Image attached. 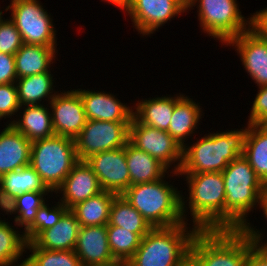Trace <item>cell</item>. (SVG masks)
Returning a JSON list of instances; mask_svg holds the SVG:
<instances>
[{
	"instance_id": "obj_1",
	"label": "cell",
	"mask_w": 267,
	"mask_h": 266,
	"mask_svg": "<svg viewBox=\"0 0 267 266\" xmlns=\"http://www.w3.org/2000/svg\"><path fill=\"white\" fill-rule=\"evenodd\" d=\"M180 176H185L189 191L186 201L181 193V212L184 221H188L186 210L189 208L192 227L198 230H225L226 193L222 172L179 173Z\"/></svg>"
},
{
	"instance_id": "obj_2",
	"label": "cell",
	"mask_w": 267,
	"mask_h": 266,
	"mask_svg": "<svg viewBox=\"0 0 267 266\" xmlns=\"http://www.w3.org/2000/svg\"><path fill=\"white\" fill-rule=\"evenodd\" d=\"M222 175L226 193L225 230H241L267 186L243 155L228 163Z\"/></svg>"
},
{
	"instance_id": "obj_3",
	"label": "cell",
	"mask_w": 267,
	"mask_h": 266,
	"mask_svg": "<svg viewBox=\"0 0 267 266\" xmlns=\"http://www.w3.org/2000/svg\"><path fill=\"white\" fill-rule=\"evenodd\" d=\"M187 225L186 222L152 228L124 266H185L189 261L192 239L199 231Z\"/></svg>"
},
{
	"instance_id": "obj_4",
	"label": "cell",
	"mask_w": 267,
	"mask_h": 266,
	"mask_svg": "<svg viewBox=\"0 0 267 266\" xmlns=\"http://www.w3.org/2000/svg\"><path fill=\"white\" fill-rule=\"evenodd\" d=\"M247 127L208 133L183 148V161L178 173L222 172L228 163L244 154Z\"/></svg>"
},
{
	"instance_id": "obj_5",
	"label": "cell",
	"mask_w": 267,
	"mask_h": 266,
	"mask_svg": "<svg viewBox=\"0 0 267 266\" xmlns=\"http://www.w3.org/2000/svg\"><path fill=\"white\" fill-rule=\"evenodd\" d=\"M128 187L121 195L153 227L186 223L181 212V191L165 179Z\"/></svg>"
},
{
	"instance_id": "obj_6",
	"label": "cell",
	"mask_w": 267,
	"mask_h": 266,
	"mask_svg": "<svg viewBox=\"0 0 267 266\" xmlns=\"http://www.w3.org/2000/svg\"><path fill=\"white\" fill-rule=\"evenodd\" d=\"M253 246L241 230H199L190 245L189 261L194 266H245Z\"/></svg>"
},
{
	"instance_id": "obj_7",
	"label": "cell",
	"mask_w": 267,
	"mask_h": 266,
	"mask_svg": "<svg viewBox=\"0 0 267 266\" xmlns=\"http://www.w3.org/2000/svg\"><path fill=\"white\" fill-rule=\"evenodd\" d=\"M78 161L73 138L54 134L31 142L30 166L52 192Z\"/></svg>"
},
{
	"instance_id": "obj_8",
	"label": "cell",
	"mask_w": 267,
	"mask_h": 266,
	"mask_svg": "<svg viewBox=\"0 0 267 266\" xmlns=\"http://www.w3.org/2000/svg\"><path fill=\"white\" fill-rule=\"evenodd\" d=\"M237 0H189L187 10L198 8V20L203 33L223 45L250 29V18H245Z\"/></svg>"
},
{
	"instance_id": "obj_9",
	"label": "cell",
	"mask_w": 267,
	"mask_h": 266,
	"mask_svg": "<svg viewBox=\"0 0 267 266\" xmlns=\"http://www.w3.org/2000/svg\"><path fill=\"white\" fill-rule=\"evenodd\" d=\"M11 10L9 19L21 34L23 44L57 46L53 19L40 0H11L5 11Z\"/></svg>"
},
{
	"instance_id": "obj_10",
	"label": "cell",
	"mask_w": 267,
	"mask_h": 266,
	"mask_svg": "<svg viewBox=\"0 0 267 266\" xmlns=\"http://www.w3.org/2000/svg\"><path fill=\"white\" fill-rule=\"evenodd\" d=\"M129 142L162 163L173 176H179L183 147L164 130L141 124L134 116L129 126ZM177 162V163H176ZM174 164L173 166H171ZM176 174V175H175Z\"/></svg>"
},
{
	"instance_id": "obj_11",
	"label": "cell",
	"mask_w": 267,
	"mask_h": 266,
	"mask_svg": "<svg viewBox=\"0 0 267 266\" xmlns=\"http://www.w3.org/2000/svg\"><path fill=\"white\" fill-rule=\"evenodd\" d=\"M130 123L87 120L74 138L78 160L85 161L94 154L124 147L129 142Z\"/></svg>"
},
{
	"instance_id": "obj_12",
	"label": "cell",
	"mask_w": 267,
	"mask_h": 266,
	"mask_svg": "<svg viewBox=\"0 0 267 266\" xmlns=\"http://www.w3.org/2000/svg\"><path fill=\"white\" fill-rule=\"evenodd\" d=\"M184 12L187 8L179 0H132L125 13L140 35L149 36Z\"/></svg>"
},
{
	"instance_id": "obj_13",
	"label": "cell",
	"mask_w": 267,
	"mask_h": 266,
	"mask_svg": "<svg viewBox=\"0 0 267 266\" xmlns=\"http://www.w3.org/2000/svg\"><path fill=\"white\" fill-rule=\"evenodd\" d=\"M85 161L96 174L102 190L121 195L130 187L125 146L94 154Z\"/></svg>"
},
{
	"instance_id": "obj_14",
	"label": "cell",
	"mask_w": 267,
	"mask_h": 266,
	"mask_svg": "<svg viewBox=\"0 0 267 266\" xmlns=\"http://www.w3.org/2000/svg\"><path fill=\"white\" fill-rule=\"evenodd\" d=\"M49 105L55 134L74 139L87 121L79 92L75 89L60 91Z\"/></svg>"
},
{
	"instance_id": "obj_15",
	"label": "cell",
	"mask_w": 267,
	"mask_h": 266,
	"mask_svg": "<svg viewBox=\"0 0 267 266\" xmlns=\"http://www.w3.org/2000/svg\"><path fill=\"white\" fill-rule=\"evenodd\" d=\"M227 46H234L247 74L261 87L267 85V40L249 29L230 39Z\"/></svg>"
},
{
	"instance_id": "obj_16",
	"label": "cell",
	"mask_w": 267,
	"mask_h": 266,
	"mask_svg": "<svg viewBox=\"0 0 267 266\" xmlns=\"http://www.w3.org/2000/svg\"><path fill=\"white\" fill-rule=\"evenodd\" d=\"M74 252L82 266H121L109 249L107 225L80 227Z\"/></svg>"
},
{
	"instance_id": "obj_17",
	"label": "cell",
	"mask_w": 267,
	"mask_h": 266,
	"mask_svg": "<svg viewBox=\"0 0 267 266\" xmlns=\"http://www.w3.org/2000/svg\"><path fill=\"white\" fill-rule=\"evenodd\" d=\"M102 190L96 174L86 161H78L54 193H61L60 202L71 209L77 203L99 194Z\"/></svg>"
},
{
	"instance_id": "obj_18",
	"label": "cell",
	"mask_w": 267,
	"mask_h": 266,
	"mask_svg": "<svg viewBox=\"0 0 267 266\" xmlns=\"http://www.w3.org/2000/svg\"><path fill=\"white\" fill-rule=\"evenodd\" d=\"M87 120L131 122L134 107L122 103L112 93L77 89Z\"/></svg>"
},
{
	"instance_id": "obj_19",
	"label": "cell",
	"mask_w": 267,
	"mask_h": 266,
	"mask_svg": "<svg viewBox=\"0 0 267 266\" xmlns=\"http://www.w3.org/2000/svg\"><path fill=\"white\" fill-rule=\"evenodd\" d=\"M79 228L75 214L68 209L53 227L42 231L32 242H28L26 248L74 251Z\"/></svg>"
},
{
	"instance_id": "obj_20",
	"label": "cell",
	"mask_w": 267,
	"mask_h": 266,
	"mask_svg": "<svg viewBox=\"0 0 267 266\" xmlns=\"http://www.w3.org/2000/svg\"><path fill=\"white\" fill-rule=\"evenodd\" d=\"M31 142L11 124L0 132V178L30 165Z\"/></svg>"
},
{
	"instance_id": "obj_21",
	"label": "cell",
	"mask_w": 267,
	"mask_h": 266,
	"mask_svg": "<svg viewBox=\"0 0 267 266\" xmlns=\"http://www.w3.org/2000/svg\"><path fill=\"white\" fill-rule=\"evenodd\" d=\"M179 94L175 95L174 111L167 132L184 148L186 138H192L198 124L200 125L203 111L193 98Z\"/></svg>"
},
{
	"instance_id": "obj_22",
	"label": "cell",
	"mask_w": 267,
	"mask_h": 266,
	"mask_svg": "<svg viewBox=\"0 0 267 266\" xmlns=\"http://www.w3.org/2000/svg\"><path fill=\"white\" fill-rule=\"evenodd\" d=\"M46 105L48 108L44 104L21 106L20 109H23V113L22 111L20 113L22 115L17 114L16 116L20 118L11 120L9 124L21 132L30 142L53 136L55 132L50 106Z\"/></svg>"
},
{
	"instance_id": "obj_23",
	"label": "cell",
	"mask_w": 267,
	"mask_h": 266,
	"mask_svg": "<svg viewBox=\"0 0 267 266\" xmlns=\"http://www.w3.org/2000/svg\"><path fill=\"white\" fill-rule=\"evenodd\" d=\"M31 191L52 193L30 165L3 175L0 178V210L20 194Z\"/></svg>"
},
{
	"instance_id": "obj_24",
	"label": "cell",
	"mask_w": 267,
	"mask_h": 266,
	"mask_svg": "<svg viewBox=\"0 0 267 266\" xmlns=\"http://www.w3.org/2000/svg\"><path fill=\"white\" fill-rule=\"evenodd\" d=\"M126 162L130 173V186L139 183H150L169 177V171L162 163L150 154L136 148L130 142L125 145Z\"/></svg>"
},
{
	"instance_id": "obj_25",
	"label": "cell",
	"mask_w": 267,
	"mask_h": 266,
	"mask_svg": "<svg viewBox=\"0 0 267 266\" xmlns=\"http://www.w3.org/2000/svg\"><path fill=\"white\" fill-rule=\"evenodd\" d=\"M57 46L23 44L14 54L17 78L51 72Z\"/></svg>"
},
{
	"instance_id": "obj_26",
	"label": "cell",
	"mask_w": 267,
	"mask_h": 266,
	"mask_svg": "<svg viewBox=\"0 0 267 266\" xmlns=\"http://www.w3.org/2000/svg\"><path fill=\"white\" fill-rule=\"evenodd\" d=\"M175 106V95L139 100L135 103L133 116L147 126L167 131Z\"/></svg>"
},
{
	"instance_id": "obj_27",
	"label": "cell",
	"mask_w": 267,
	"mask_h": 266,
	"mask_svg": "<svg viewBox=\"0 0 267 266\" xmlns=\"http://www.w3.org/2000/svg\"><path fill=\"white\" fill-rule=\"evenodd\" d=\"M53 79L55 78H53L51 72L18 78L15 85L20 106L43 105L44 101L42 99L44 100L45 98L48 99L49 105L58 93L56 91L54 92L56 86L54 85L55 80Z\"/></svg>"
},
{
	"instance_id": "obj_28",
	"label": "cell",
	"mask_w": 267,
	"mask_h": 266,
	"mask_svg": "<svg viewBox=\"0 0 267 266\" xmlns=\"http://www.w3.org/2000/svg\"><path fill=\"white\" fill-rule=\"evenodd\" d=\"M116 195L114 192L103 190L77 203L70 210L75 214L80 227L107 225L112 201Z\"/></svg>"
},
{
	"instance_id": "obj_29",
	"label": "cell",
	"mask_w": 267,
	"mask_h": 266,
	"mask_svg": "<svg viewBox=\"0 0 267 266\" xmlns=\"http://www.w3.org/2000/svg\"><path fill=\"white\" fill-rule=\"evenodd\" d=\"M243 156L267 186V126L247 124Z\"/></svg>"
},
{
	"instance_id": "obj_30",
	"label": "cell",
	"mask_w": 267,
	"mask_h": 266,
	"mask_svg": "<svg viewBox=\"0 0 267 266\" xmlns=\"http://www.w3.org/2000/svg\"><path fill=\"white\" fill-rule=\"evenodd\" d=\"M107 226L122 227L141 238L153 228L122 195H116L112 201Z\"/></svg>"
},
{
	"instance_id": "obj_31",
	"label": "cell",
	"mask_w": 267,
	"mask_h": 266,
	"mask_svg": "<svg viewBox=\"0 0 267 266\" xmlns=\"http://www.w3.org/2000/svg\"><path fill=\"white\" fill-rule=\"evenodd\" d=\"M50 192L31 191L25 192L13 199L3 210L4 213L9 216H14V222L18 229V226L24 227L25 231L35 220L38 208L46 201V195Z\"/></svg>"
},
{
	"instance_id": "obj_32",
	"label": "cell",
	"mask_w": 267,
	"mask_h": 266,
	"mask_svg": "<svg viewBox=\"0 0 267 266\" xmlns=\"http://www.w3.org/2000/svg\"><path fill=\"white\" fill-rule=\"evenodd\" d=\"M8 223L0 218V266H20L25 264V259L20 264L18 260L26 252L27 241L23 232Z\"/></svg>"
},
{
	"instance_id": "obj_33",
	"label": "cell",
	"mask_w": 267,
	"mask_h": 266,
	"mask_svg": "<svg viewBox=\"0 0 267 266\" xmlns=\"http://www.w3.org/2000/svg\"><path fill=\"white\" fill-rule=\"evenodd\" d=\"M108 245L114 259L124 266L140 246L141 237L122 227L107 226Z\"/></svg>"
},
{
	"instance_id": "obj_34",
	"label": "cell",
	"mask_w": 267,
	"mask_h": 266,
	"mask_svg": "<svg viewBox=\"0 0 267 266\" xmlns=\"http://www.w3.org/2000/svg\"><path fill=\"white\" fill-rule=\"evenodd\" d=\"M31 254L25 258L26 266H82L72 250L56 251L42 248H26Z\"/></svg>"
},
{
	"instance_id": "obj_35",
	"label": "cell",
	"mask_w": 267,
	"mask_h": 266,
	"mask_svg": "<svg viewBox=\"0 0 267 266\" xmlns=\"http://www.w3.org/2000/svg\"><path fill=\"white\" fill-rule=\"evenodd\" d=\"M46 203L38 208L35 220L23 231L27 243L32 242L42 231L53 227L68 210L60 201L53 207Z\"/></svg>"
},
{
	"instance_id": "obj_36",
	"label": "cell",
	"mask_w": 267,
	"mask_h": 266,
	"mask_svg": "<svg viewBox=\"0 0 267 266\" xmlns=\"http://www.w3.org/2000/svg\"><path fill=\"white\" fill-rule=\"evenodd\" d=\"M23 45L20 32L10 19L0 21V52L14 55Z\"/></svg>"
},
{
	"instance_id": "obj_37",
	"label": "cell",
	"mask_w": 267,
	"mask_h": 266,
	"mask_svg": "<svg viewBox=\"0 0 267 266\" xmlns=\"http://www.w3.org/2000/svg\"><path fill=\"white\" fill-rule=\"evenodd\" d=\"M20 107L15 83L0 84V120L11 119Z\"/></svg>"
},
{
	"instance_id": "obj_38",
	"label": "cell",
	"mask_w": 267,
	"mask_h": 266,
	"mask_svg": "<svg viewBox=\"0 0 267 266\" xmlns=\"http://www.w3.org/2000/svg\"><path fill=\"white\" fill-rule=\"evenodd\" d=\"M247 124L267 126V85L258 88Z\"/></svg>"
},
{
	"instance_id": "obj_39",
	"label": "cell",
	"mask_w": 267,
	"mask_h": 266,
	"mask_svg": "<svg viewBox=\"0 0 267 266\" xmlns=\"http://www.w3.org/2000/svg\"><path fill=\"white\" fill-rule=\"evenodd\" d=\"M259 207H261L262 211H263V216L266 218L267 220V187L265 189V191L263 192V194L260 196V200H259ZM241 231L248 237V239L254 244V246H257L259 248H263V249H267V240L263 243V239H265L264 236V232L257 230L255 227L253 228L252 225L249 223H247L242 229ZM261 241V242H260Z\"/></svg>"
},
{
	"instance_id": "obj_40",
	"label": "cell",
	"mask_w": 267,
	"mask_h": 266,
	"mask_svg": "<svg viewBox=\"0 0 267 266\" xmlns=\"http://www.w3.org/2000/svg\"><path fill=\"white\" fill-rule=\"evenodd\" d=\"M17 79L14 55L0 52V84L15 83Z\"/></svg>"
},
{
	"instance_id": "obj_41",
	"label": "cell",
	"mask_w": 267,
	"mask_h": 266,
	"mask_svg": "<svg viewBox=\"0 0 267 266\" xmlns=\"http://www.w3.org/2000/svg\"><path fill=\"white\" fill-rule=\"evenodd\" d=\"M250 15V29L267 40V7Z\"/></svg>"
},
{
	"instance_id": "obj_42",
	"label": "cell",
	"mask_w": 267,
	"mask_h": 266,
	"mask_svg": "<svg viewBox=\"0 0 267 266\" xmlns=\"http://www.w3.org/2000/svg\"><path fill=\"white\" fill-rule=\"evenodd\" d=\"M245 266H267V249L253 246L248 252Z\"/></svg>"
},
{
	"instance_id": "obj_43",
	"label": "cell",
	"mask_w": 267,
	"mask_h": 266,
	"mask_svg": "<svg viewBox=\"0 0 267 266\" xmlns=\"http://www.w3.org/2000/svg\"><path fill=\"white\" fill-rule=\"evenodd\" d=\"M107 3H111L112 5H115L122 11H127L128 7L131 5L132 0H103Z\"/></svg>"
},
{
	"instance_id": "obj_44",
	"label": "cell",
	"mask_w": 267,
	"mask_h": 266,
	"mask_svg": "<svg viewBox=\"0 0 267 266\" xmlns=\"http://www.w3.org/2000/svg\"><path fill=\"white\" fill-rule=\"evenodd\" d=\"M179 1L187 8L189 0H179Z\"/></svg>"
},
{
	"instance_id": "obj_45",
	"label": "cell",
	"mask_w": 267,
	"mask_h": 266,
	"mask_svg": "<svg viewBox=\"0 0 267 266\" xmlns=\"http://www.w3.org/2000/svg\"><path fill=\"white\" fill-rule=\"evenodd\" d=\"M185 266H194V265L190 261H188Z\"/></svg>"
},
{
	"instance_id": "obj_46",
	"label": "cell",
	"mask_w": 267,
	"mask_h": 266,
	"mask_svg": "<svg viewBox=\"0 0 267 266\" xmlns=\"http://www.w3.org/2000/svg\"><path fill=\"white\" fill-rule=\"evenodd\" d=\"M3 12H2V10H0V21L2 20V18H3Z\"/></svg>"
}]
</instances>
